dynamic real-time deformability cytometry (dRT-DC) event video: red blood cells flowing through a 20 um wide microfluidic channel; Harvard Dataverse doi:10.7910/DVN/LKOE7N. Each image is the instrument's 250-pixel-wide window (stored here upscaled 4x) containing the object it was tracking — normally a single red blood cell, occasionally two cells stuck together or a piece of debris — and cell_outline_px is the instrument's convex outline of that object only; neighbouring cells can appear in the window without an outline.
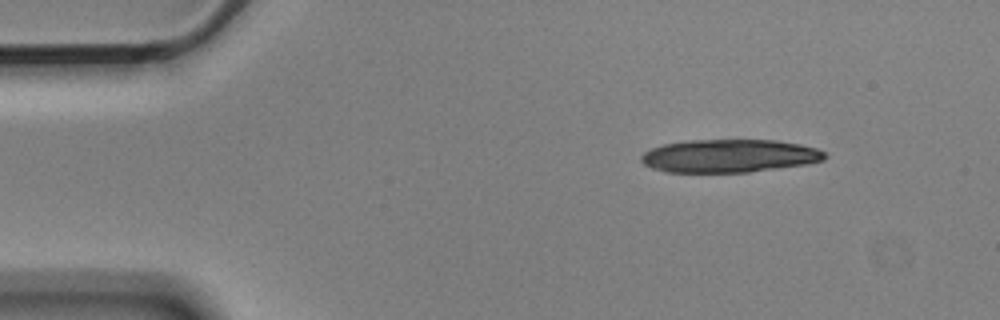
{"species": "Egyptian fruit bat (a non-hibernating species)", "species_latin": "Rousettus aegyptiacus", "temperature_condition": "cold", "stored_images_in_passage": 6, "camera_frame_rate_fps": 3000, "um_per_image_px": 0.085, "animal": {"sex": "male"}, "frame": {"image": 1, "passage_image": 1, "time_ms": 0.0, "image_size_px": [1000, 320], "cell_outline_px": [[828, 156], [824, 160], [804, 164], [748, 172], [664, 172], [652, 168], [644, 164], [640, 160], [640, 156], [644, 152], [652, 148], [664, 144], [692, 140], [776, 140], [800, 144], [816, 148], [824, 152]], "centroid_in_image_um": [61.97, 13.25], "position_along_channel_um": 23.0, "area_um2": 35.26}}
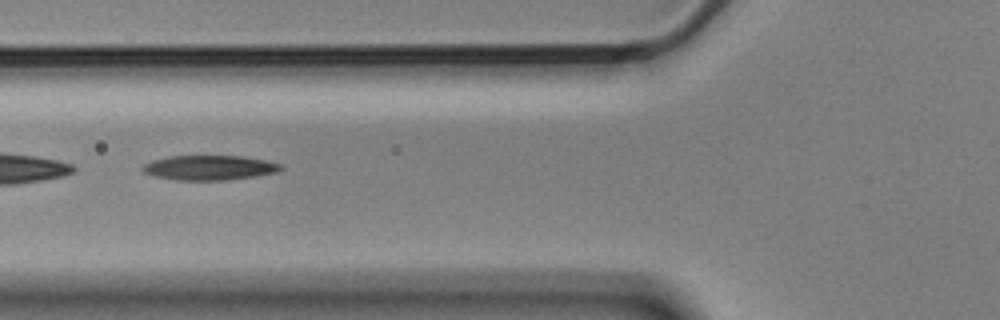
{"frame": {"image": 2, "passage_image": 5, "time_ms": 1.333, "image_size_px": [1000, 320], "cell_outline_px": [[284, 168], [276, 172], [228, 180], [176, 180], [156, 176], [144, 172], [140, 168], [144, 164], [152, 160], [168, 156], [240, 156], [264, 160], [280, 164]], "centroid_in_image_um": [17.76, 14.25], "position_along_channel_um": 108.0, "area_um2": 19.71}}
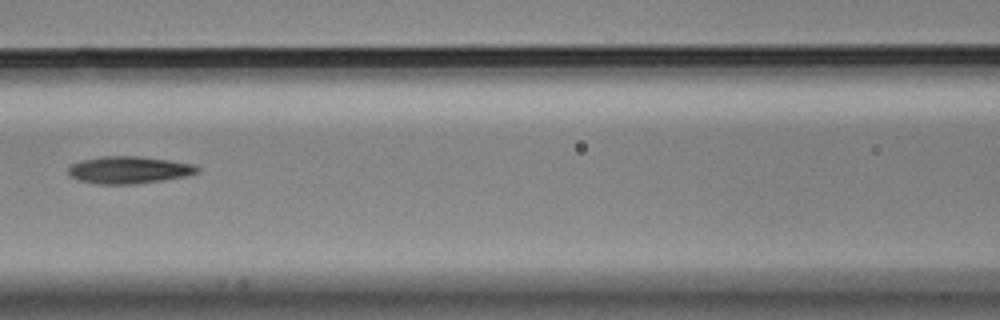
{"frame": {"image": 3, "passage_image": 6, "time_ms": 1.667, "image_size_px": [1000, 320], "cell_outline_px": [[200, 172], [188, 176], [164, 180], [132, 184], [96, 184], [80, 180], [72, 176], [68, 172], [68, 168], [72, 164], [84, 160], [104, 156], [140, 156], [168, 160], [192, 164], [200, 168]], "centroid_in_image_um": [11.01, 14.45], "position_along_channel_um": 155.6, "area_um2": 20.35}}